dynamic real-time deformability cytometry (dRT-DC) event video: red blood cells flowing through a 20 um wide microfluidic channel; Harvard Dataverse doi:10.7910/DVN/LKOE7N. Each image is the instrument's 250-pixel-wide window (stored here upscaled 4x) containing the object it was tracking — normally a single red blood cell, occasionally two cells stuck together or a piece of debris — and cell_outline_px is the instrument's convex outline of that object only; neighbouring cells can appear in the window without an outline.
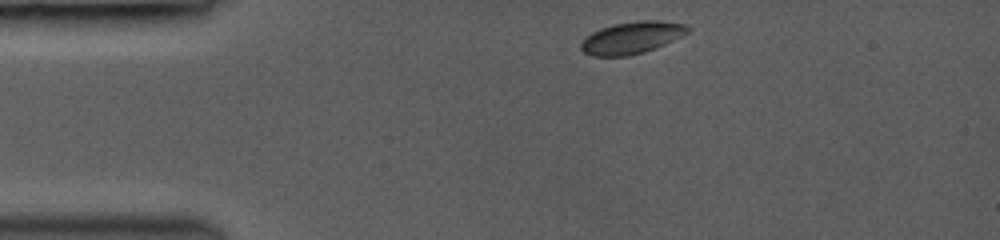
{"species": "common noctule bat (a hibernating species)", "species_latin": "Nyctalus noctula", "temperature_condition": "room temperature", "stored_images_in_passage": 3, "camera_frame_rate_fps": 3000, "um_per_image_px": 0.085, "animal": {"sex": "female", "body_mass_g": 19.0, "forearm_length_mm": 53.3}, "frame": {"image": 1, "passage_image": 1, "time_ms": 0.0, "image_size_px": [1000, 240], "cell_outline_px": [[692, 28], [688, 32], [656, 48], [644, 52], [628, 56], [592, 56], [584, 52], [580, 48], [580, 44], [584, 36], [600, 28], [612, 24], [636, 20], [656, 20], [688, 24]], "centroid_in_image_um": [53.68, 3.19], "position_along_channel_um": 31.3, "area_um2": 20.17}}